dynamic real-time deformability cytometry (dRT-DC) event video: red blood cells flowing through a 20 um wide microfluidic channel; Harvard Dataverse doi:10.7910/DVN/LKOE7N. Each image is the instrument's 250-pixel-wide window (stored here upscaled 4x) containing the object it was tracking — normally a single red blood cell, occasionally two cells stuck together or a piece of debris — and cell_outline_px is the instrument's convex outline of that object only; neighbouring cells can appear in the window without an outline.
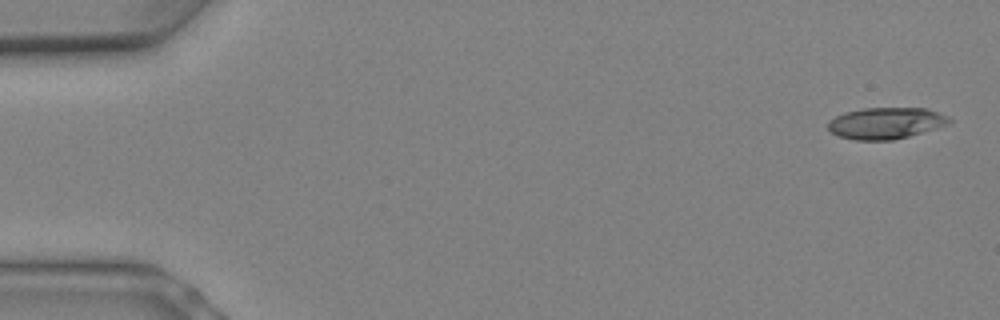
{"species": "Egyptian fruit bat (a non-hibernating species)", "species_latin": "Rousettus aegyptiacus", "temperature_condition": "warm", "stored_images_in_passage": 8, "camera_frame_rate_fps": 3000, "um_per_image_px": 0.085, "animal": {"sex": "female"}, "frame": {"image": 1, "passage_image": 1, "time_ms": 0.0, "image_size_px": [1000, 320], "cell_outline_px": [[952, 120], [948, 124], [908, 136], [892, 140], [856, 140], [840, 136], [832, 132], [828, 128], [828, 120], [844, 112], [864, 108], [928, 108], [948, 116]], "centroid_in_image_um": [75.29, 10.45], "position_along_channel_um": 9.7, "area_um2": 22.08}}
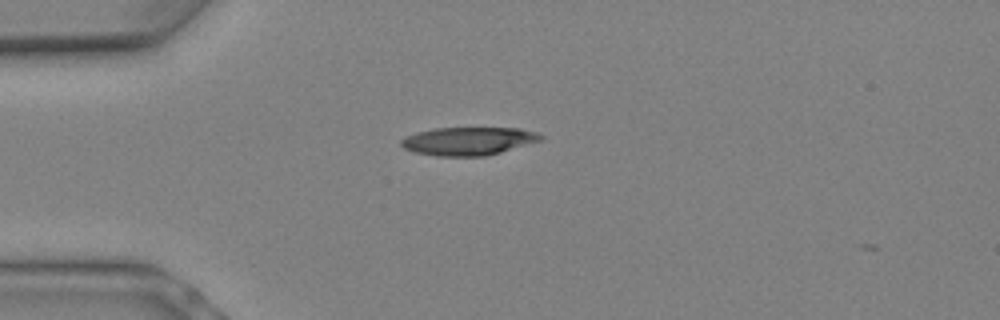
{"frame": {"image": 2, "passage_image": 6, "time_ms": 1.667, "image_size_px": [1000, 320], "cell_outline_px": [[544, 140], [500, 152], [484, 156], [436, 156], [416, 152], [404, 148], [400, 144], [400, 140], [416, 132], [436, 128], [520, 128], [536, 132], [544, 136]], "centroid_in_image_um": [39.85, 11.99], "position_along_channel_um": 45.2, "area_um2": 22.83}}